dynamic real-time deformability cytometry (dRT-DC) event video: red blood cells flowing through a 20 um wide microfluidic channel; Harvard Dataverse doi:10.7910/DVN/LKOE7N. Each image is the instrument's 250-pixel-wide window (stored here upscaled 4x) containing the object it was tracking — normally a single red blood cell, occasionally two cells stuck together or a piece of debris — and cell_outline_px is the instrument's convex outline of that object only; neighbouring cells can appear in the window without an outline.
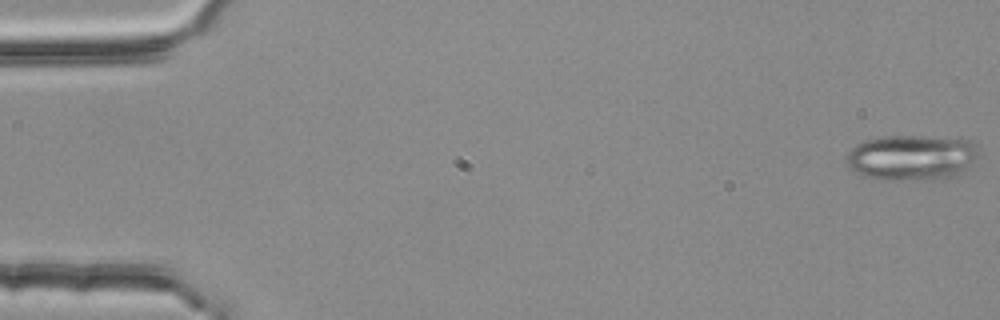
{"species": "common noctule bat (a hibernating species)", "species_latin": "Nyctalus noctula", "temperature_condition": "room temperature", "stored_images_in_passage": 54, "camera_frame_rate_fps": 3000, "um_per_image_px": 0.085, "animal": {"sex": "female", "body_mass_g": 25.1}, "frame": {"image": 1, "passage_image": 1, "time_ms": 0.0, "image_size_px": [1000, 320], "cell_outline_px": [[976, 156], [968, 168], [960, 176], [936, 180], [880, 180], [864, 176], [856, 172], [848, 164], [848, 152], [852, 148], [864, 140], [884, 136], [920, 136], [968, 140], [976, 144]], "centroid_in_image_um": [77.51, 13.42], "position_along_channel_um": 7.5, "area_um2": 35.14}}
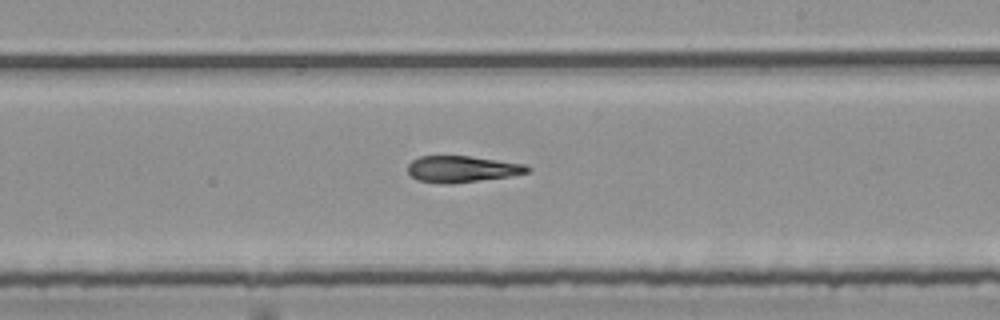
{"frame": {"image": 2, "passage_image": 32, "time_ms": 10.333, "image_size_px": [1000, 320], "cell_outline_px": [[532, 168], [528, 172], [508, 176], [444, 184], [440, 184], [416, 180], [408, 172], [408, 164], [412, 160], [420, 156], [468, 156], [524, 164]], "centroid_in_image_um": [39.22, 14.36], "position_along_channel_um": 249.8, "area_um2": 18.09}}
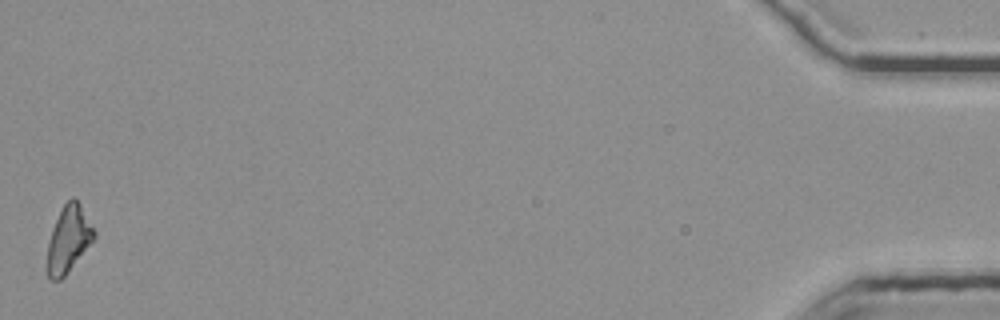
{"frame": {"image": 3, "passage_image": 54, "time_ms": 17.667, "image_size_px": [1000, 320], "cell_outline_px": [[96, 236], [64, 276], [60, 280], [48, 280], [44, 268], [48, 244], [52, 228], [64, 204], [72, 196], [80, 204], [96, 232]], "centroid_in_image_um": [5.77, 20.38], "position_along_channel_um": 429.4, "area_um2": 18.15}, "authors_computed_cell_mechanics": {"area_um2": 19.2474, "velocity_mm_per_s": 3.7974, "shape_relaxation_time_tau1_ms": null, "shape_relaxation_time_tau2_ms": 3.8583, "deformation_change_tau1": null, "deformation_change_tau2": 0.1333}}